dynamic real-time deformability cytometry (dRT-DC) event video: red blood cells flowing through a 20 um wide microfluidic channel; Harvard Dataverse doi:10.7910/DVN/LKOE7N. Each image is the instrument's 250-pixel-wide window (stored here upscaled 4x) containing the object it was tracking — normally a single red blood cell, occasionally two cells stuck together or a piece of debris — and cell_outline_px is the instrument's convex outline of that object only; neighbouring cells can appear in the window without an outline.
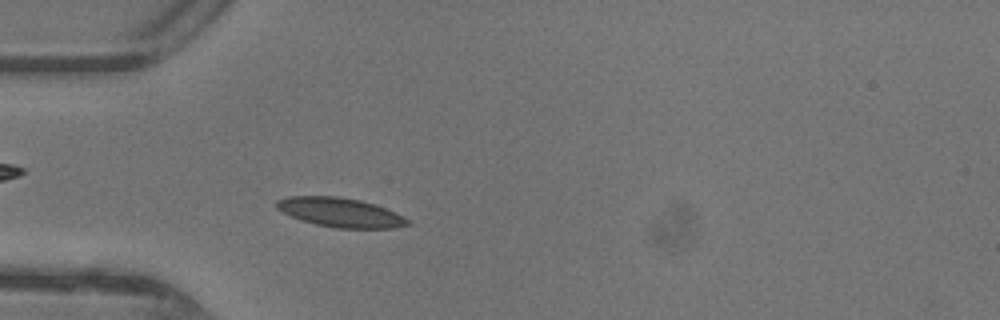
{"species": "common noctule bat (a hibernating species)", "species_latin": "Nyctalus noctula", "temperature_condition": "warm", "stored_images_in_passage": 41, "camera_frame_rate_fps": 3000, "um_per_image_px": 0.085, "animal": {"sex": "female"}, "frame": {"image": 1, "passage_image": 8, "time_ms": 2.333, "image_size_px": [1000, 320], "cell_outline_px": [[412, 224], [396, 228], [336, 228], [316, 224], [300, 220], [276, 208], [276, 200], [288, 196], [336, 196], [360, 200], [384, 208], [404, 216], [412, 220]], "centroid_in_image_um": [28.95, 18.06], "position_along_channel_um": 56.0, "area_um2": 22.31}}
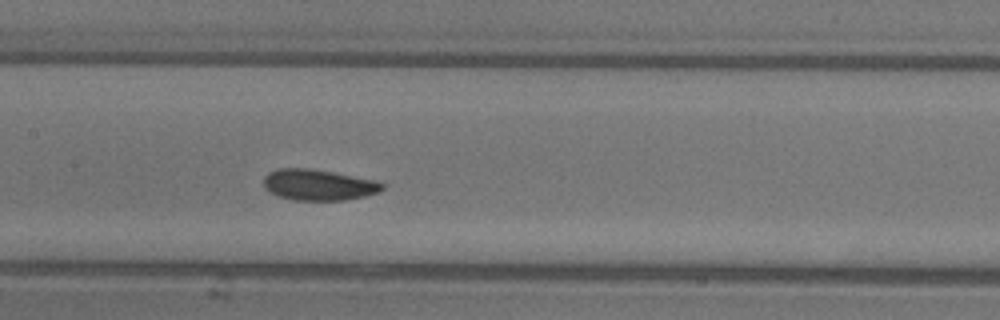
{"frame": {"image": 2, "passage_image": 17, "time_ms": 5.333, "image_size_px": [1000, 320], "cell_outline_px": [[384, 188], [380, 192], [364, 196], [344, 200], [292, 200], [280, 196], [264, 188], [264, 176], [268, 172], [280, 168], [308, 168], [332, 172], [376, 180], [384, 184]], "centroid_in_image_um": [27.08, 15.71], "position_along_channel_um": 180.3, "area_um2": 21.33}}
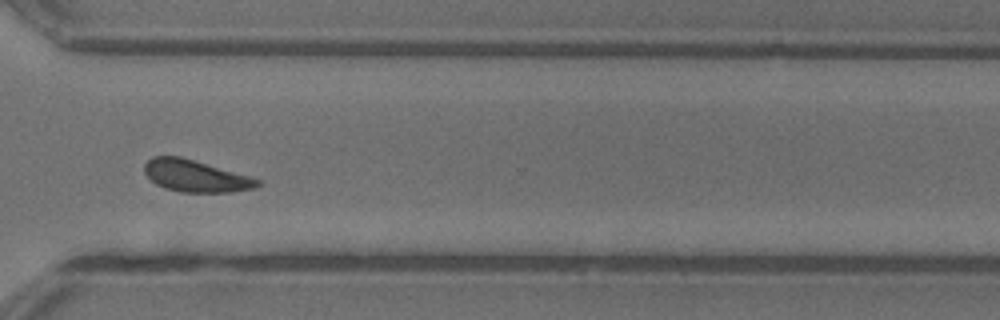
{"frame": {"image": 3, "passage_image": 29, "time_ms": 9.333, "image_size_px": [1000, 320], "cell_outline_px": [[260, 184], [256, 188], [232, 192], [180, 192], [164, 188], [156, 184], [144, 172], [144, 164], [152, 156], [180, 156], [248, 176], [260, 180]], "centroid_in_image_um": [16.6, 14.96], "position_along_channel_um": 354.0, "area_um2": 20.81}, "authors_computed_cell_mechanics": {"area_um2": 20.6924, "velocity_mm_per_s": 4.3571, "shape_relaxation_time_tau1_ms": 2.7868, "shape_relaxation_time_tau2_ms": 5.1975, "deformation_change_tau1": 0.1156, "deformation_change_tau2": 0.101}}